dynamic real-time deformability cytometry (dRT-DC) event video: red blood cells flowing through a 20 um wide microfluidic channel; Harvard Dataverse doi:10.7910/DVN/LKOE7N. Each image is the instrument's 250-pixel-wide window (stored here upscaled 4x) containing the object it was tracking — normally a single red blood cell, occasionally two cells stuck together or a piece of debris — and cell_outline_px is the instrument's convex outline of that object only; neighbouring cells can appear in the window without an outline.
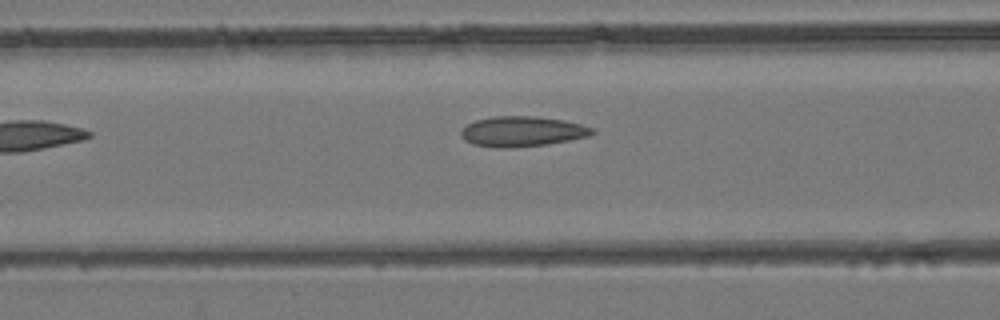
{"species": "common noctule bat (a hibernating species)", "species_latin": "Nyctalus noctula", "temperature_condition": "room temperature", "stored_images_in_passage": 3, "camera_frame_rate_fps": 3000, "um_per_image_px": 0.085, "animal": {"sex": "female", "body_mass_g": 24.6, "forearm_length_mm": 56.2}, "frame": {"image": 1, "passage_image": 3, "time_ms": 2.0, "image_size_px": [1000, 320], "cell_outline_px": [[596, 132], [588, 136], [548, 144], [508, 148], [496, 148], [472, 144], [464, 140], [460, 132], [468, 124], [476, 120], [492, 116], [536, 116], [564, 120], [580, 124], [592, 128]], "centroid_in_image_um": [44.37, 11.17], "position_along_channel_um": 122.2, "area_um2": 23.06}}